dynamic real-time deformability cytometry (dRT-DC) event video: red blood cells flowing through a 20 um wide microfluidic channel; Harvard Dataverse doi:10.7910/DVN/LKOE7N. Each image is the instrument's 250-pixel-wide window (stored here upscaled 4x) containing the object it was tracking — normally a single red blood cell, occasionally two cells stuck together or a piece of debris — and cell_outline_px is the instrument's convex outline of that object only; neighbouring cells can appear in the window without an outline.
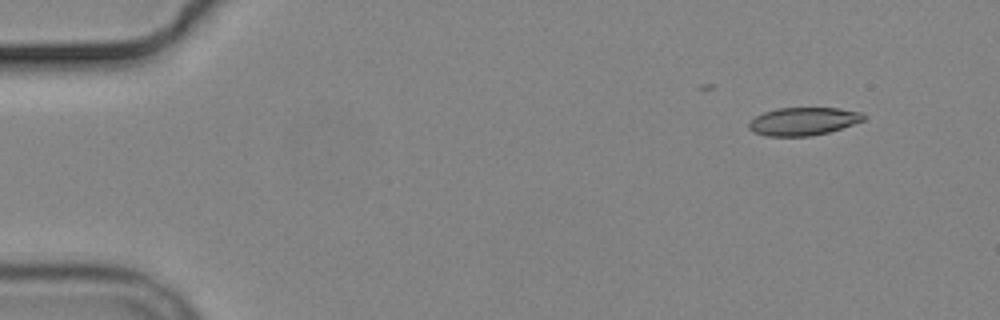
{"species": "common noctule bat (a hibernating species)", "species_latin": "Nyctalus noctula", "temperature_condition": "cold", "stored_images_in_passage": 7, "camera_frame_rate_fps": 3000, "um_per_image_px": 0.085, "animal": {"sex": "male", "body_mass_g": 19.2, "forearm_length_mm": 51.8}, "frame": {"image": 1, "passage_image": 3, "time_ms": 2.333, "image_size_px": [1000, 320], "cell_outline_px": [[864, 120], [828, 132], [812, 136], [764, 136], [752, 132], [748, 128], [748, 124], [756, 116], [764, 112], [776, 108], [840, 108], [860, 112], [864, 116]], "centroid_in_image_um": [68.23, 10.32], "position_along_channel_um": 16.8, "area_um2": 18.61}}
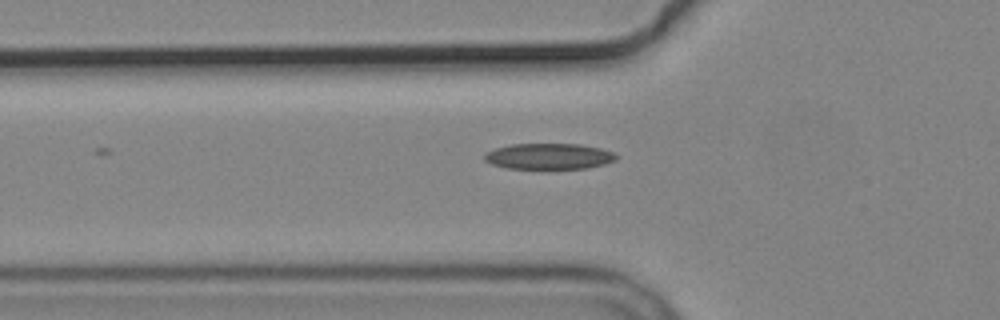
{"frame": {"image": 2, "passage_image": 7, "time_ms": 7.0, "image_size_px": [1000, 320], "cell_outline_px": [[616, 160], [604, 164], [588, 168], [508, 168], [492, 164], [484, 160], [484, 156], [488, 152], [496, 148], [512, 144], [580, 144], [600, 148], [612, 152], [616, 156]], "centroid_in_image_um": [46.67, 13.28], "position_along_channel_um": 79.1, "area_um2": 19.59}}